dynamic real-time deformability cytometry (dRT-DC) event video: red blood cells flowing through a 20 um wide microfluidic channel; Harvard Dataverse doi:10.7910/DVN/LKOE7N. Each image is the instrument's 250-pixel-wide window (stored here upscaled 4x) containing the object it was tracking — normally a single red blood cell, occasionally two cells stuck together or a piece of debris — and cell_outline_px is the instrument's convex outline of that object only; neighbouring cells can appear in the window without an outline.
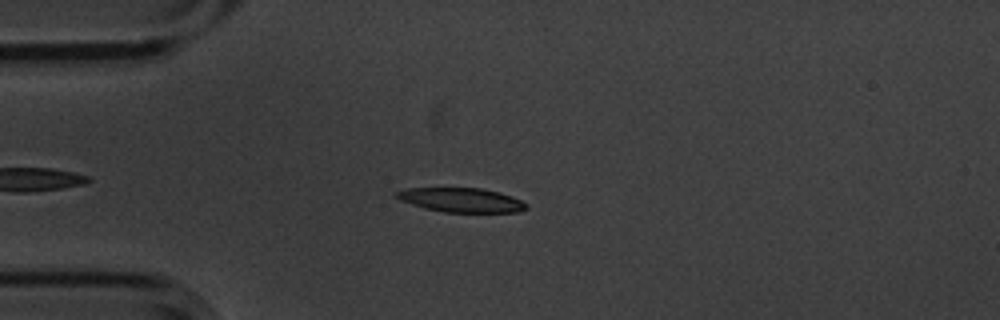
{"species": "common noctule bat (a hibernating species)", "species_latin": "Nyctalus noctula", "temperature_condition": "cold", "stored_images_in_passage": 45, "camera_frame_rate_fps": 3000, "um_per_image_px": 0.085, "animal": {"sex": "male", "body_mass_g": 20.1, "forearm_length_mm": 53.5}, "frame": {"image": 1, "passage_image": 7, "time_ms": 2.0, "image_size_px": [1000, 320], "cell_outline_px": [[528, 208], [520, 212], [444, 212], [424, 208], [400, 200], [396, 196], [396, 192], [408, 188], [480, 188], [512, 196], [528, 204]], "centroid_in_image_um": [39.23, 17.01], "position_along_channel_um": 45.8, "area_um2": 18.21}}
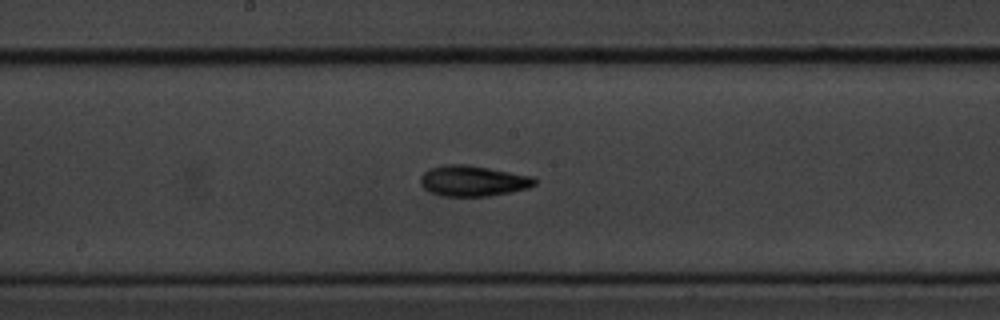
{"frame": {"image": 2, "passage_image": 22, "time_ms": 7.0, "image_size_px": [1000, 320], "cell_outline_px": [[536, 184], [528, 188], [512, 192], [488, 196], [440, 196], [428, 192], [420, 184], [420, 176], [428, 168], [444, 164], [468, 164], [532, 176], [536, 180]], "centroid_in_image_um": [40.16, 15.37], "position_along_channel_um": 208.0, "area_um2": 20.69}}
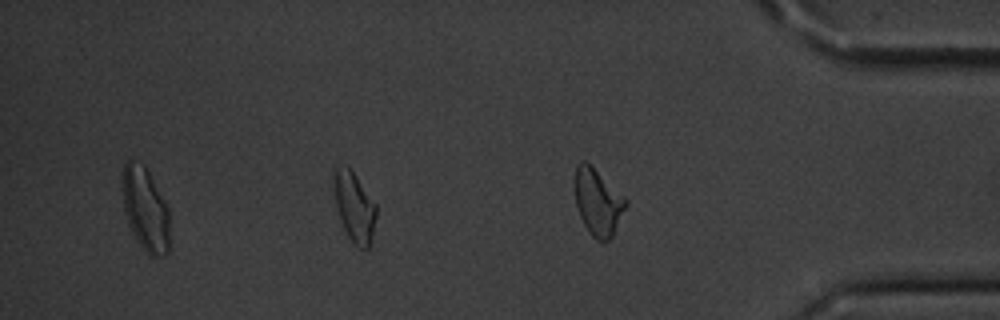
{"frame": {"image": 3, "passage_image": 38, "time_ms": 12.333, "image_size_px": [1000, 320], "cell_outline_px": [[376, 216], [372, 236], [368, 248], [360, 248], [352, 244], [344, 228], [336, 204], [332, 176], [336, 168], [340, 164], [348, 164], [376, 204]], "centroid_in_image_um": [30.11, 17.53], "position_along_channel_um": 405.1, "area_um2": 17.22}, "authors_computed_cell_mechanics": {"area_um2": 19.074, "velocity_mm_per_s": 3.5589, "shape_relaxation_time_tau1_ms": 3.0306, "shape_relaxation_time_tau2_ms": 1.9828, "deformation_change_tau1": 0.1383, "deformation_change_tau2": 0.092}}